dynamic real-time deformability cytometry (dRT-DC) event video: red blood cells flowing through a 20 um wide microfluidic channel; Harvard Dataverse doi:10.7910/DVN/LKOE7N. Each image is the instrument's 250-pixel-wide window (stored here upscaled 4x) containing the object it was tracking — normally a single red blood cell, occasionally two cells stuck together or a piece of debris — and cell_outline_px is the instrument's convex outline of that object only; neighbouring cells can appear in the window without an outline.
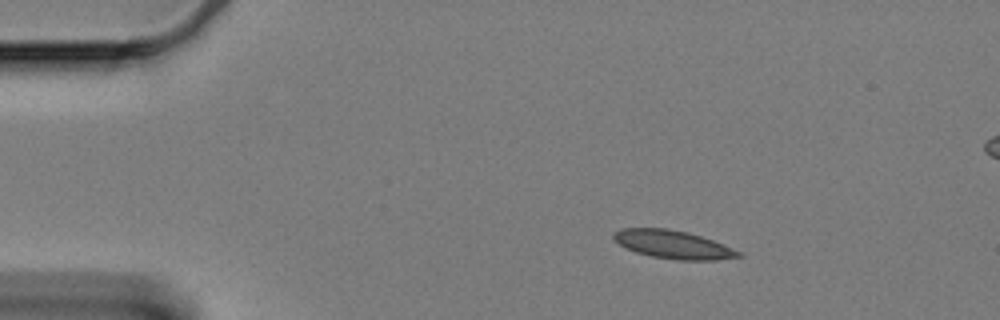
{"species": "Egyptian fruit bat (a non-hibernating species)", "species_latin": "Rousettus aegyptiacus", "temperature_condition": "cold", "stored_images_in_passage": 51, "camera_frame_rate_fps": 3000, "um_per_image_px": 0.085, "animal": {"sex": "female"}, "frame": {"image": 1, "passage_image": 1, "time_ms": 0.0, "image_size_px": [1000, 320], "cell_outline_px": [[744, 256], [716, 260], [676, 260], [652, 256], [636, 252], [612, 240], [612, 232], [620, 228], [668, 228], [688, 232], [712, 240], [744, 252]], "centroid_in_image_um": [57.22, 20.78], "position_along_channel_um": 27.8, "area_um2": 20.69}}
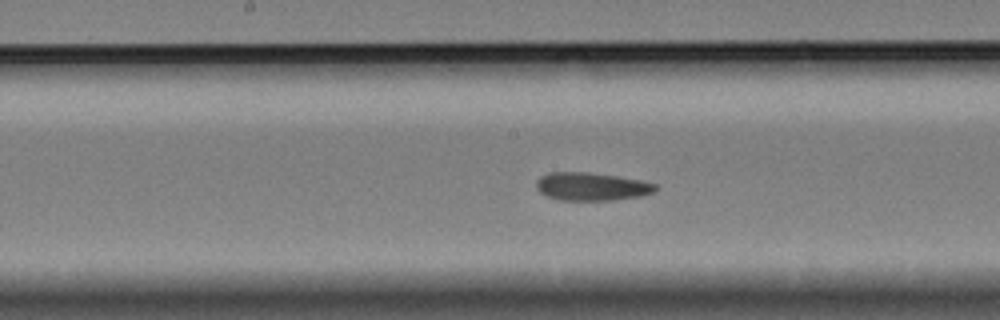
{"frame": {"image": 2, "passage_image": 22, "time_ms": 7.0, "image_size_px": [1000, 320], "cell_outline_px": [[660, 188], [652, 192], [640, 196], [612, 200], [560, 200], [548, 196], [540, 192], [536, 188], [536, 180], [540, 176], [548, 172], [588, 172], [616, 176], [640, 180], [656, 184]], "centroid_in_image_um": [50.26, 15.85], "position_along_channel_um": 197.9, "area_um2": 19.48}}
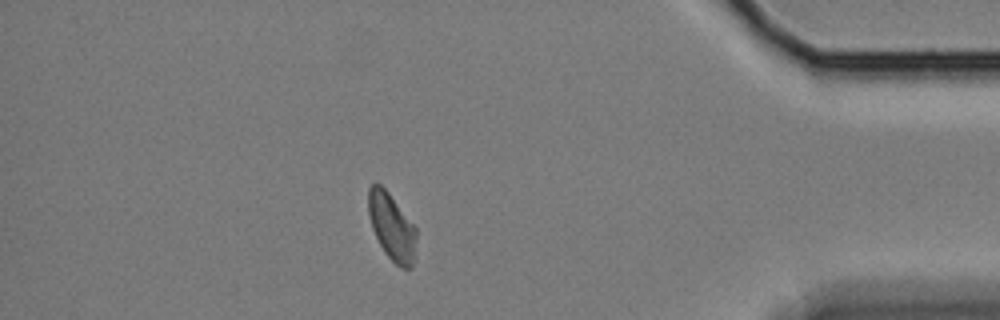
{"frame": {"image": 3, "passage_image": 44, "time_ms": 14.333, "image_size_px": [1000, 320], "cell_outline_px": [[416, 236], [412, 268], [400, 268], [384, 252], [372, 228], [368, 212], [368, 188], [376, 180], [388, 192], [416, 228]], "centroid_in_image_um": [33.27, 19.25], "position_along_channel_um": 401.9, "area_um2": 18.5}, "authors_computed_cell_mechanics": {"area_um2": 19.4786, "velocity_mm_per_s": 3.298, "shape_relaxation_time_tau1_ms": null, "shape_relaxation_time_tau2_ms": 4.8097, "deformation_change_tau1": null, "deformation_change_tau2": 0.0838}}